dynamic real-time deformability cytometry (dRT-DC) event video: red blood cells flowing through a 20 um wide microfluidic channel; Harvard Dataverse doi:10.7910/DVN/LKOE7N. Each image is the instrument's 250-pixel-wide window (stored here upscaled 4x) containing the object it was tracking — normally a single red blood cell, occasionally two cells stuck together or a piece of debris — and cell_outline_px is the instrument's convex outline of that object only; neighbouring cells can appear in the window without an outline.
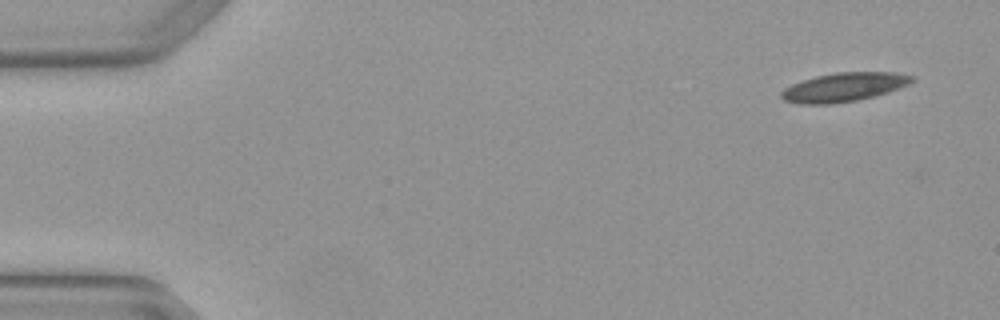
{"species": "Egyptian fruit bat (a non-hibernating species)", "species_latin": "Rousettus aegyptiacus", "temperature_condition": "warm", "stored_images_in_passage": 3, "camera_frame_rate_fps": 3000, "um_per_image_px": 0.085, "animal": {"sex": "female"}, "frame": {"image": 1, "passage_image": 1, "time_ms": 0.0, "image_size_px": [1000, 320], "cell_outline_px": [[916, 80], [908, 84], [888, 92], [856, 100], [828, 104], [800, 104], [784, 100], [780, 96], [780, 92], [784, 88], [792, 84], [816, 76], [836, 72], [896, 72], [916, 76]], "centroid_in_image_um": [71.75, 7.39], "position_along_channel_um": 13.3, "area_um2": 21.91}}